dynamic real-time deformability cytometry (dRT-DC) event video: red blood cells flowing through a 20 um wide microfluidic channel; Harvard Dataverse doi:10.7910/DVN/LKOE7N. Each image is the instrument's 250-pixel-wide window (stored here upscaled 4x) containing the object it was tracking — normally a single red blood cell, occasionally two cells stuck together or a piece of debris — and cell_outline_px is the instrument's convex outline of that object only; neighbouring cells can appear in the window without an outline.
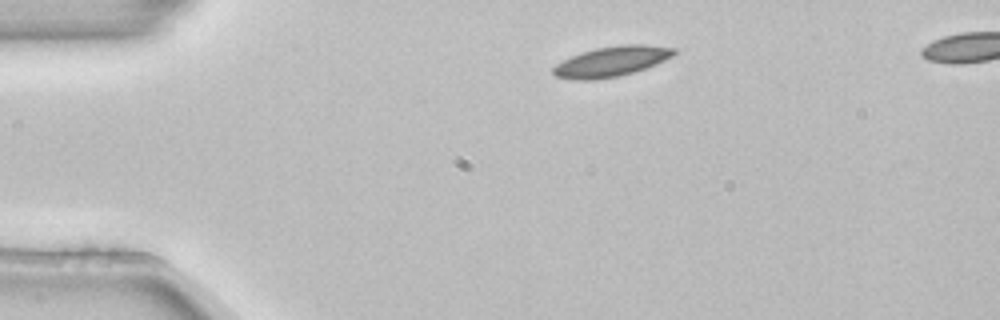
{"species": "common noctule bat (a hibernating species)", "species_latin": "Nyctalus noctula", "temperature_condition": "room temperature", "stored_images_in_passage": 3, "segment_of_instrument_passage": [1, 2], "camera_frame_rate_fps": 3000, "um_per_image_px": 0.085, "animal": {"sex": "female", "body_mass_g": 22.7, "forearm_length_mm": 54.2}, "frame": {"image": 1, "passage_image": 1, "time_ms": 0.0, "image_size_px": [1000, 320], "cell_outline_px": [[676, 52], [672, 56], [656, 64], [620, 76], [592, 80], [576, 80], [556, 76], [552, 72], [552, 68], [556, 64], [580, 52], [596, 48], [624, 44], [644, 44], [676, 48]], "centroid_in_image_um": [51.97, 5.22], "position_along_channel_um": 33.0, "area_um2": 21.1}}